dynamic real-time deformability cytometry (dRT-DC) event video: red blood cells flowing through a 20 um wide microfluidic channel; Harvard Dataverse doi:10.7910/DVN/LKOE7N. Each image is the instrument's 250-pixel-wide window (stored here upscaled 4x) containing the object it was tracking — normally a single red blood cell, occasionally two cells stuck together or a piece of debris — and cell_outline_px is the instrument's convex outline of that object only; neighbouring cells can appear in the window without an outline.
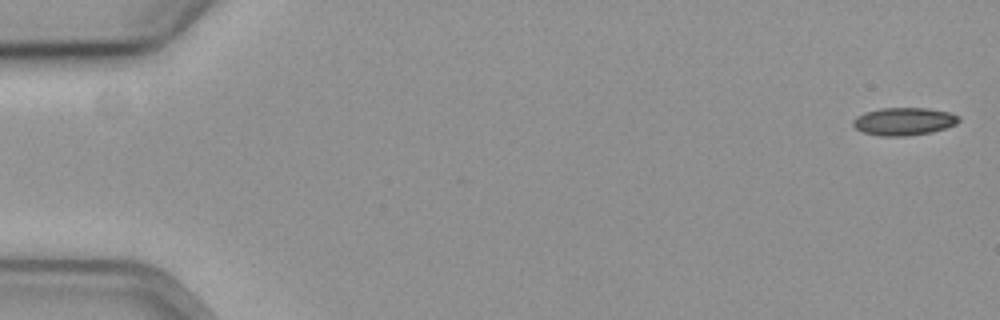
{"species": "common noctule bat (a hibernating species)", "species_latin": "Nyctalus noctula", "temperature_condition": "cold", "stored_images_in_passage": 18, "camera_frame_rate_fps": 3000, "um_per_image_px": 0.085, "animal": {"sex": "female", "body_mass_g": 19.3, "forearm_length_mm": 54.1}, "frame": {"image": 1, "passage_image": 1, "time_ms": 0.0, "image_size_px": [1000, 320], "cell_outline_px": [[960, 120], [956, 124], [932, 132], [908, 136], [880, 136], [864, 132], [856, 128], [852, 124], [852, 120], [856, 116], [864, 112], [880, 108], [928, 108], [948, 112], [960, 116]], "centroid_in_image_um": [76.82, 10.31], "position_along_channel_um": 8.2, "area_um2": 17.17}}
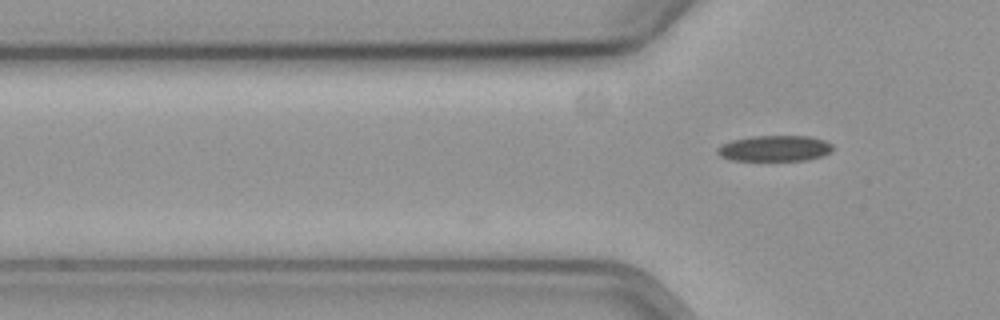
{"frame": {"image": 2, "passage_image": 18, "time_ms": 5.667, "image_size_px": [1000, 320], "cell_outline_px": [[832, 152], [824, 156], [808, 160], [728, 160], [720, 156], [716, 152], [716, 148], [720, 144], [732, 140], [752, 136], [808, 136], [824, 140], [832, 144]], "centroid_in_image_um": [65.83, 12.61], "position_along_channel_um": 60.0, "area_um2": 17.57}}